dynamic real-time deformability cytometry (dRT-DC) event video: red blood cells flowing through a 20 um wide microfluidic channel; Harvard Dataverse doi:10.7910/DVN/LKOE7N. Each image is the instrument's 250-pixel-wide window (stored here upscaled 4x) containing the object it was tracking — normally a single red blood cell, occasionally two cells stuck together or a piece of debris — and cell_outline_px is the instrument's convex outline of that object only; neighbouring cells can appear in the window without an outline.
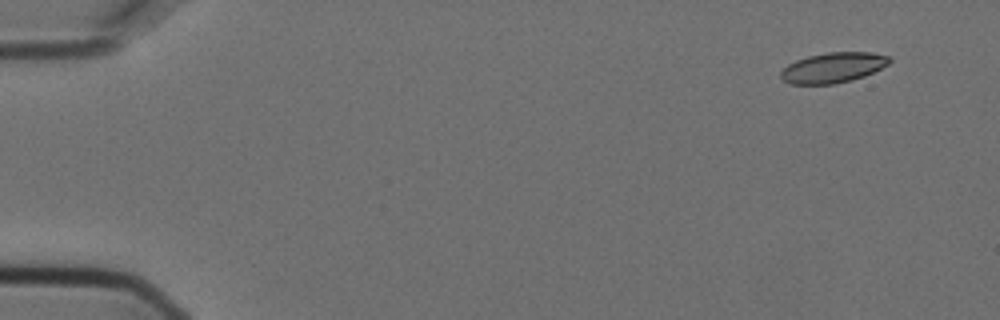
{"species": "Egyptian fruit bat (a non-hibernating species)", "species_latin": "Rousettus aegyptiacus", "temperature_condition": "cold", "stored_images_in_passage": 8, "camera_frame_rate_fps": 3000, "um_per_image_px": 0.085, "animal": {"sex": "female"}, "frame": {"image": 1, "passage_image": 1, "time_ms": 0.0, "image_size_px": [1000, 320], "cell_outline_px": [[892, 60], [888, 64], [864, 76], [852, 80], [832, 84], [792, 84], [784, 80], [780, 76], [780, 72], [788, 64], [796, 60], [808, 56], [828, 52], [872, 52], [888, 56]], "centroid_in_image_um": [70.81, 5.74], "position_along_channel_um": 14.2, "area_um2": 19.02}}
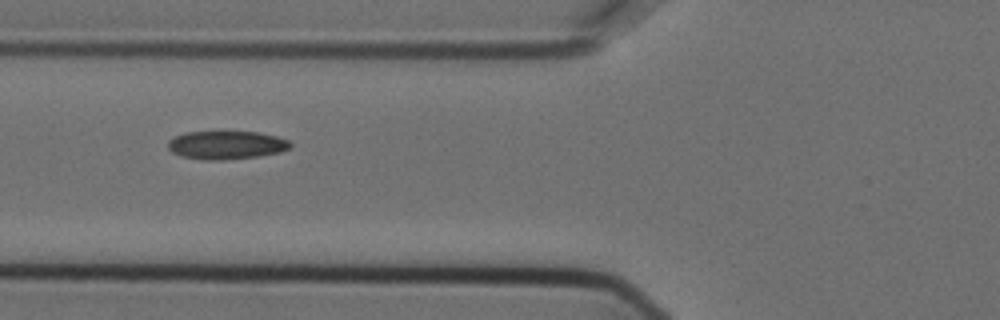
{"frame": {"image": 2, "passage_image": 6, "time_ms": 1.667, "image_size_px": [1000, 320], "cell_outline_px": [[292, 148], [280, 152], [260, 156], [224, 160], [204, 160], [180, 156], [172, 152], [168, 148], [168, 140], [184, 132], [256, 132], [276, 136], [288, 140], [292, 144]], "centroid_in_image_um": [19.24, 12.34], "position_along_channel_um": 106.6, "area_um2": 20.29}}
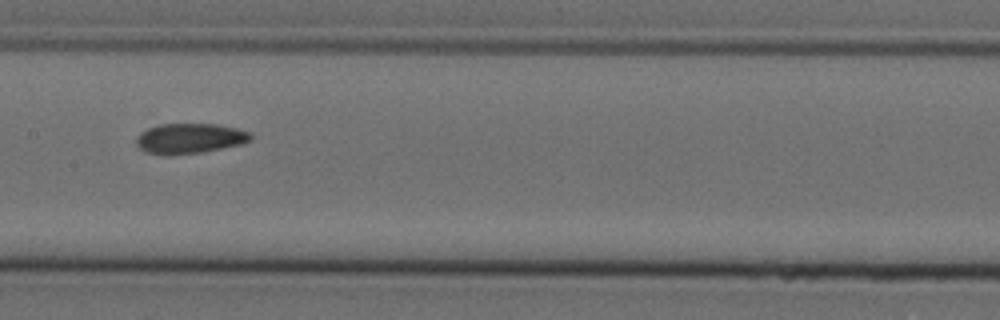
{"frame": {"image": 3, "passage_image": 8, "time_ms": 2.333, "image_size_px": [1000, 320], "cell_outline_px": [[252, 140], [240, 144], [200, 152], [168, 156], [164, 156], [144, 152], [136, 144], [136, 136], [140, 132], [148, 128], [160, 124], [216, 124], [236, 128], [252, 132]], "centroid_in_image_um": [16.09, 11.77], "position_along_channel_um": 191.3, "area_um2": 20.29}}